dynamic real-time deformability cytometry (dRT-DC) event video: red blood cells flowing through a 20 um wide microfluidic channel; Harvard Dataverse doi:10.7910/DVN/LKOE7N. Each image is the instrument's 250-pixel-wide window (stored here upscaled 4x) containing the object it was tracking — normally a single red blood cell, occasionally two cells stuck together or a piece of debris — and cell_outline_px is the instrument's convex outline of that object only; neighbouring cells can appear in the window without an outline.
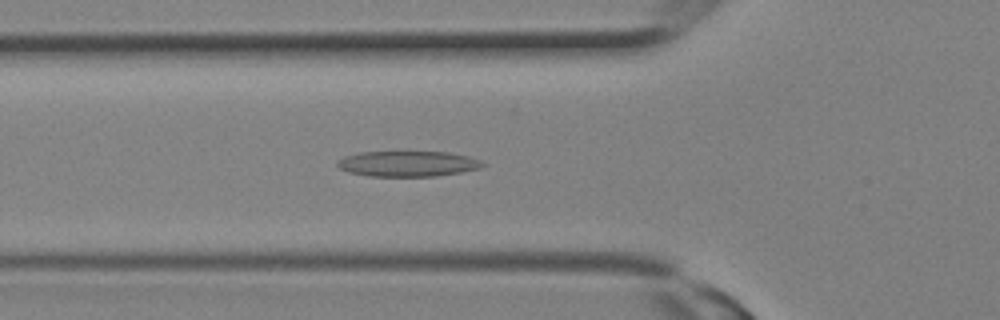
{"species": "Egyptian fruit bat (a non-hibernating species)", "species_latin": "Rousettus aegyptiacus", "temperature_condition": "room temperature", "stored_images_in_passage": 12, "camera_frame_rate_fps": 3000, "um_per_image_px": 0.085, "animal": {"sex": "female"}, "frame": {"image": 1, "passage_image": 10, "time_ms": 3.0, "image_size_px": [1000, 320], "cell_outline_px": [[484, 164], [480, 168], [460, 172], [436, 176], [368, 176], [348, 172], [340, 168], [336, 164], [336, 160], [344, 156], [360, 152], [448, 152], [468, 156], [480, 160]], "centroid_in_image_um": [34.62, 13.92], "position_along_channel_um": 91.2, "area_um2": 21.56}}
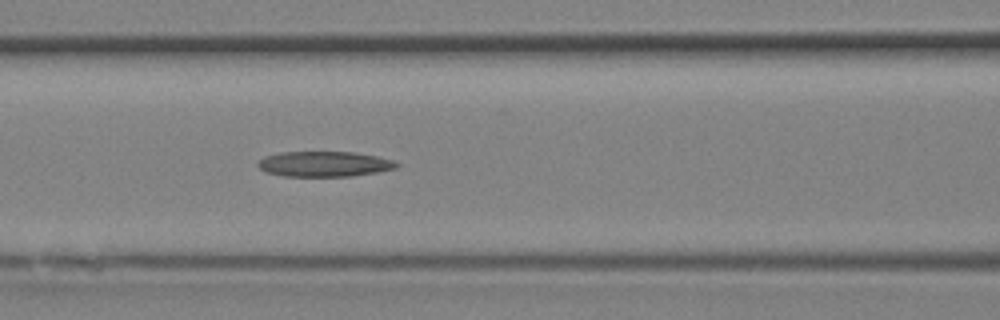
{"frame": {"image": 2, "passage_image": 12, "time_ms": 3.667, "image_size_px": [1000, 320], "cell_outline_px": [[400, 164], [396, 168], [376, 172], [352, 176], [284, 176], [268, 172], [260, 168], [256, 164], [264, 156], [280, 152], [352, 152], [376, 156], [392, 160]], "centroid_in_image_um": [27.55, 13.94], "position_along_channel_um": 139.0, "area_um2": 20.29}}